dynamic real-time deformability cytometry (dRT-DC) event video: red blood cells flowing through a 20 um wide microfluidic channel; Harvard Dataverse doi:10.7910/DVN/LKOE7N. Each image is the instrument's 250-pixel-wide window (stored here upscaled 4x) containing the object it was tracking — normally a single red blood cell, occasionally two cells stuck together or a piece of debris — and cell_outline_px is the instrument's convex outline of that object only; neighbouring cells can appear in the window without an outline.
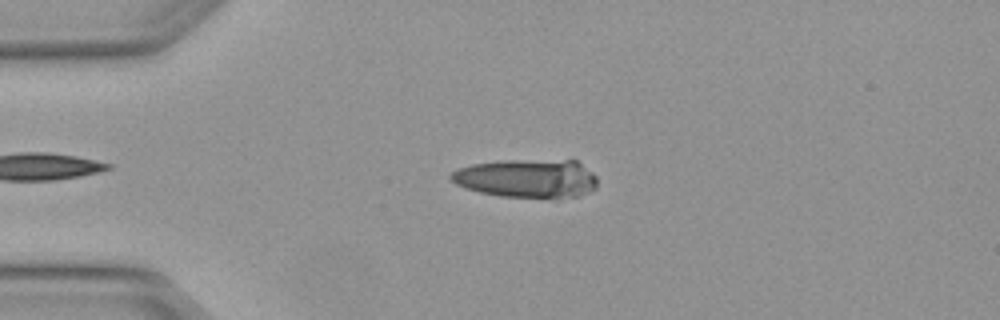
{"species": "Egyptian fruit bat (a non-hibernating species)", "species_latin": "Rousettus aegyptiacus", "temperature_condition": "warm", "stored_images_in_passage": 7, "camera_frame_rate_fps": 3000, "um_per_image_px": 0.085, "animal": {"sex": "female"}, "frame": {"image": 1, "passage_image": 4, "time_ms": 1.0, "image_size_px": [1000, 320], "cell_outline_px": [[596, 188], [580, 196], [500, 196], [480, 192], [464, 188], [456, 184], [448, 176], [452, 172], [460, 168], [472, 164], [508, 160], [576, 160], [592, 172], [596, 176]], "centroid_in_image_um": [44.78, 15.14], "position_along_channel_um": 40.2, "area_um2": 32.43}}